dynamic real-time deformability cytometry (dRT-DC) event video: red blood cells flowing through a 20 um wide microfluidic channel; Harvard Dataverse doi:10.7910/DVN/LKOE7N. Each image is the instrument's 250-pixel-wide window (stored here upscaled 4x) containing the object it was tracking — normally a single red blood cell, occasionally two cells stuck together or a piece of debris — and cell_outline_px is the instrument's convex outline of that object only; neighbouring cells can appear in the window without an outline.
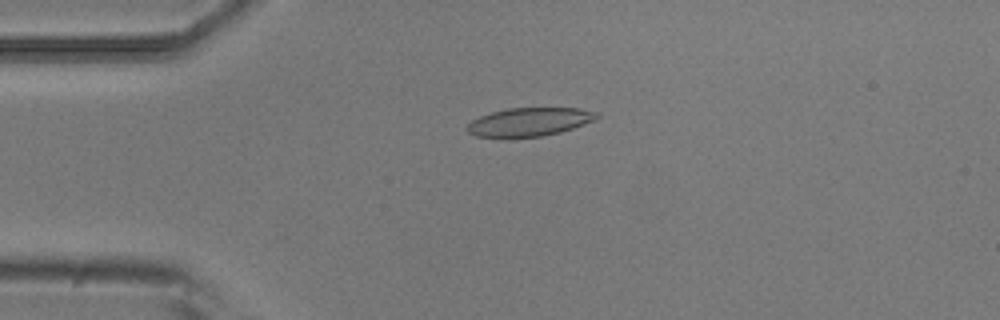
{"species": "common noctule bat (a hibernating species)", "species_latin": "Nyctalus noctula", "temperature_condition": "room temperature", "stored_images_in_passage": 2, "camera_frame_rate_fps": 3000, "um_per_image_px": 0.085, "animal": {"sex": "male", "body_mass_g": 20.5, "forearm_length_mm": 52.5}, "frame": {"image": 1, "passage_image": 1, "time_ms": 0.0, "image_size_px": [1000, 320], "cell_outline_px": [[600, 116], [596, 120], [560, 132], [540, 136], [476, 136], [468, 132], [464, 128], [472, 120], [480, 116], [492, 112], [508, 108], [580, 108], [596, 112]], "centroid_in_image_um": [45.01, 10.34], "position_along_channel_um": 40.0, "area_um2": 21.15}}